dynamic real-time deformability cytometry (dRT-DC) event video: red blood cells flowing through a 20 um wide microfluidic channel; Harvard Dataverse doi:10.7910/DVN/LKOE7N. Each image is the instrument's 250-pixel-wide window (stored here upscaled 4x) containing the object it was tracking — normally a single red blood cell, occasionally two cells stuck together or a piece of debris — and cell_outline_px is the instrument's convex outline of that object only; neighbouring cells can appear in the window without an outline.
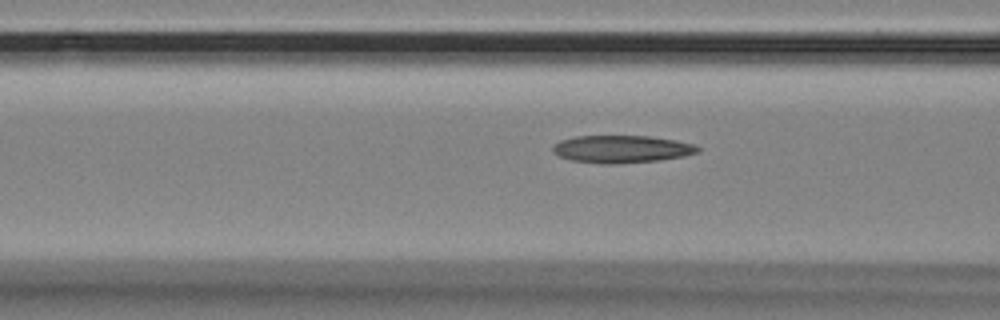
{"species": "Egyptian fruit bat (a non-hibernating species)", "species_latin": "Rousettus aegyptiacus", "temperature_condition": "room temperature", "stored_images_in_passage": 47, "camera_frame_rate_fps": 3000, "um_per_image_px": 0.085, "animal": {"sex": "female"}, "frame": {"image": 1, "passage_image": 12, "time_ms": 3.667, "image_size_px": [1000, 320], "cell_outline_px": [[700, 152], [684, 156], [660, 160], [612, 164], [604, 164], [572, 160], [560, 156], [552, 152], [552, 148], [560, 140], [576, 136], [648, 136], [676, 140], [692, 144], [700, 148]], "centroid_in_image_um": [52.85, 12.67], "position_along_channel_um": 113.7, "area_um2": 23.12}}
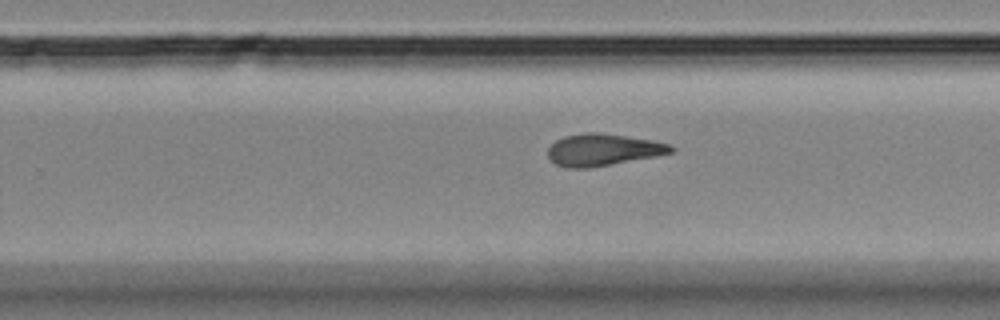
{"frame": {"image": 2, "passage_image": 26, "time_ms": 8.333, "image_size_px": [1000, 320], "cell_outline_px": [[676, 148], [672, 152], [656, 156], [588, 168], [568, 168], [556, 164], [548, 156], [548, 148], [556, 140], [564, 136], [584, 132], [596, 132], [652, 140], [672, 144]], "centroid_in_image_um": [51.26, 12.72], "position_along_channel_um": 278.5, "area_um2": 22.77}}
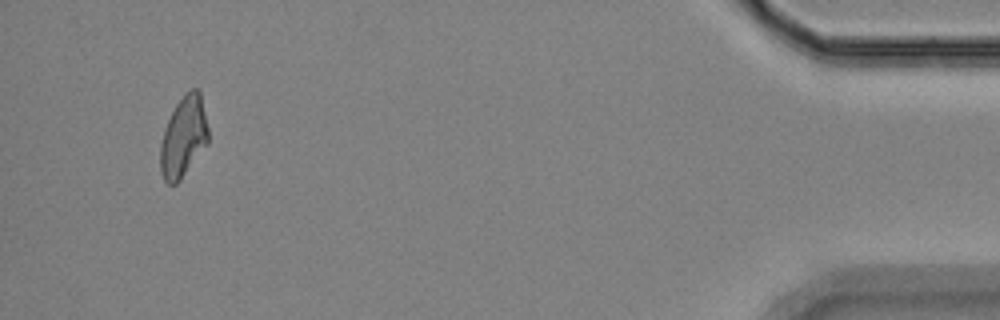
{"frame": {"image": 3, "passage_image": 44, "time_ms": 14.333, "image_size_px": [1000, 320], "cell_outline_px": [[208, 144], [180, 180], [176, 184], [168, 184], [164, 180], [160, 172], [160, 144], [164, 128], [176, 104], [184, 92], [192, 88], [200, 88], [208, 128]], "centroid_in_image_um": [15.6, 11.61], "position_along_channel_um": 419.6, "area_um2": 22.83}}